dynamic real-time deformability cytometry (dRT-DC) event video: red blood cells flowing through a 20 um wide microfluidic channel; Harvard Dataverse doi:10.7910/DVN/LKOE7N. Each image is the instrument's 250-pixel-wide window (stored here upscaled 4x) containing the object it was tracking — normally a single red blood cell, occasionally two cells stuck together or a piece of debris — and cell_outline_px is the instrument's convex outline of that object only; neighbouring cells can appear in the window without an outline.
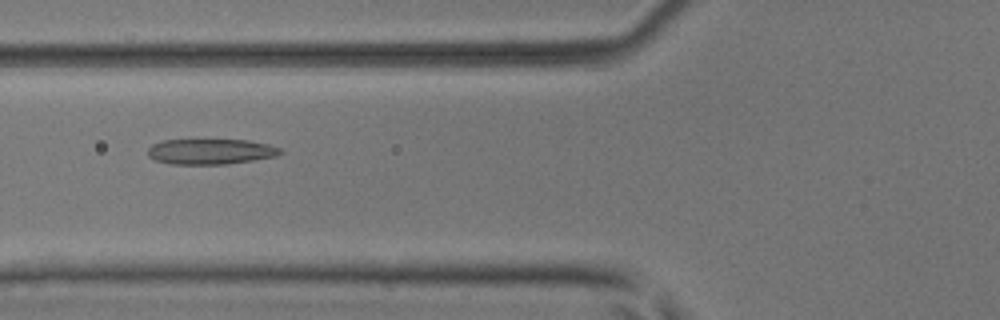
{"species": "common noctule bat (a hibernating species)", "species_latin": "Nyctalus noctula", "temperature_condition": "room temperature", "stored_images_in_passage": 34, "camera_frame_rate_fps": 3000, "um_per_image_px": 0.085, "animal": {"sex": "male", "body_mass_g": 17.9, "forearm_length_mm": 54.2}, "frame": {"image": 1, "passage_image": 5, "time_ms": 1.333, "image_size_px": [1000, 320], "cell_outline_px": [[284, 152], [276, 156], [228, 164], [172, 164], [156, 160], [148, 156], [148, 148], [152, 144], [160, 140], [248, 140], [268, 144], [280, 148]], "centroid_in_image_um": [17.9, 12.88], "position_along_channel_um": 107.9, "area_um2": 19.65}}
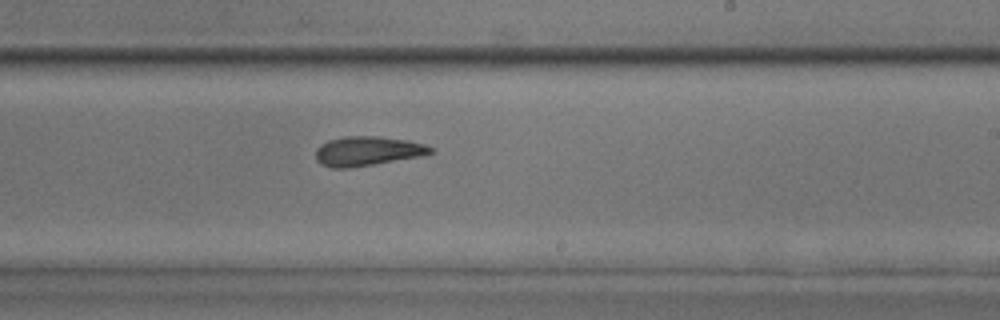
{"frame": {"image": 2, "passage_image": 16, "time_ms": 5.0, "image_size_px": [1000, 320], "cell_outline_px": [[436, 152], [420, 156], [348, 168], [332, 168], [320, 164], [316, 160], [316, 148], [320, 144], [328, 140], [344, 136], [376, 136], [408, 140], [424, 144], [432, 148]], "centroid_in_image_um": [31.2, 12.83], "position_along_channel_um": 257.8, "area_um2": 19.65}}
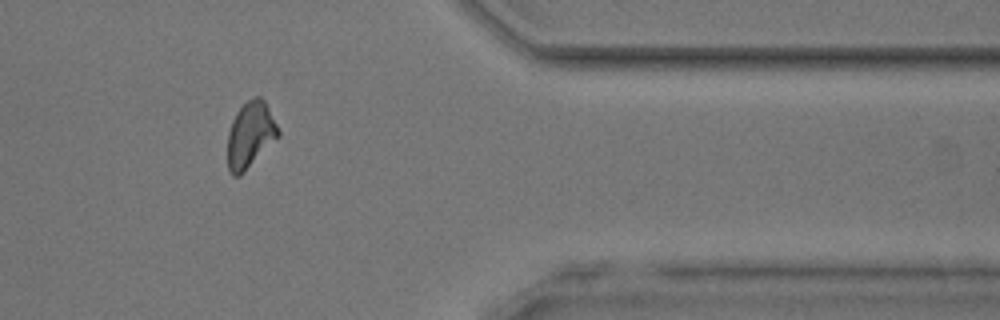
{"frame": {"image": 3, "passage_image": 27, "time_ms": 8.667, "image_size_px": [1000, 320], "cell_outline_px": [[280, 136], [240, 176], [232, 176], [228, 168], [228, 132], [232, 120], [236, 112], [248, 100], [256, 96], [260, 96], [264, 100], [280, 132]], "centroid_in_image_um": [21.27, 11.48], "position_along_channel_um": 390.1, "area_um2": 19.36}, "authors_computed_cell_mechanics": {"area_um2": 19.363, "velocity_mm_per_s": 4.0991, "shape_relaxation_time_tau1_ms": 9.8623, "shape_relaxation_time_tau2_ms": 3.0719, "deformation_change_tau1": 0.2189, "deformation_change_tau2": 0.1073}}